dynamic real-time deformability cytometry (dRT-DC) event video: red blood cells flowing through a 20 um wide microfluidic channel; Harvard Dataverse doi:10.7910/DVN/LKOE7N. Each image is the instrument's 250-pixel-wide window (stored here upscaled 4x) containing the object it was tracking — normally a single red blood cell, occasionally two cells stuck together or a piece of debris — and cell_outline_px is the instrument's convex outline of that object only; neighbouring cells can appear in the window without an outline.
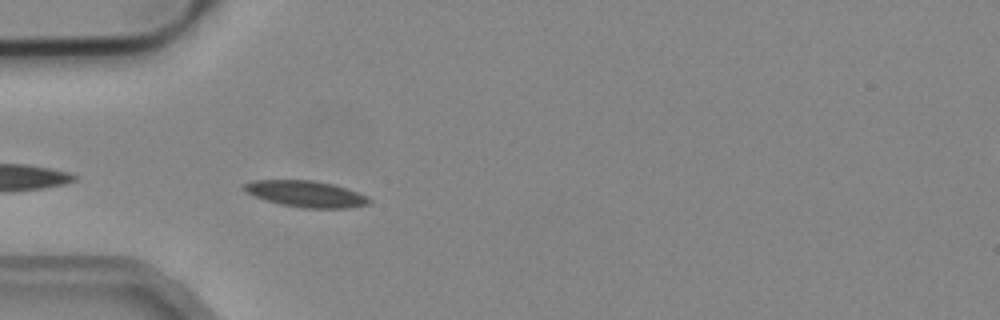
{"species": "common noctule bat (a hibernating species)", "species_latin": "Nyctalus noctula", "temperature_condition": "cold", "stored_images_in_passage": 3, "camera_frame_rate_fps": 3000, "um_per_image_px": 0.085, "animal": {"sex": "male", "body_mass_g": 19.2, "forearm_length_mm": 51.8}, "frame": {"image": 1, "passage_image": 3, "time_ms": 0.667, "image_size_px": [1000, 320], "cell_outline_px": [[372, 204], [348, 208], [300, 208], [280, 204], [244, 192], [244, 184], [252, 180], [312, 180], [332, 184], [368, 196], [372, 200]], "centroid_in_image_um": [26.03, 16.49], "position_along_channel_um": 59.0, "area_um2": 19.13}}